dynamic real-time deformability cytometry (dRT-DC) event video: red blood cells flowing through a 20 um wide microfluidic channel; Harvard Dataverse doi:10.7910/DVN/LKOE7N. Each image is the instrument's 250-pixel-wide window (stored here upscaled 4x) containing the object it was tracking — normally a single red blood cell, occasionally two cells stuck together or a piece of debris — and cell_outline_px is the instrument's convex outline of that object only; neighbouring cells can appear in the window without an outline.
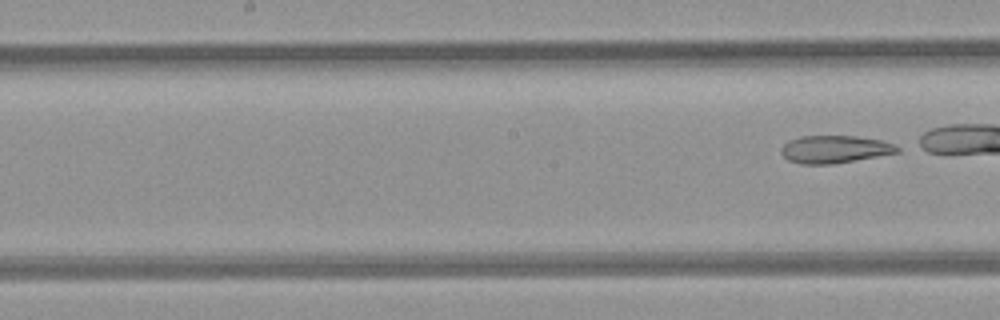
{"species": "common noctule bat (a hibernating species)", "species_latin": "Nyctalus noctula", "temperature_condition": "room temperature", "stored_images_in_passage": 5, "segment_of_instrument_passage": [2, 2], "camera_frame_rate_fps": 3000, "um_per_image_px": 0.085, "animal": {"sex": "female", "body_mass_g": 21.9}, "frame": {"image": 1, "passage_image": 5, "time_ms": 4.667, "image_size_px": [1000, 320], "cell_outline_px": [[900, 152], [832, 164], [800, 164], [788, 160], [780, 152], [780, 148], [784, 144], [800, 136], [856, 136], [880, 140], [892, 144], [900, 148]], "centroid_in_image_um": [70.93, 12.69], "position_along_channel_um": 177.3, "area_um2": 18.5}}